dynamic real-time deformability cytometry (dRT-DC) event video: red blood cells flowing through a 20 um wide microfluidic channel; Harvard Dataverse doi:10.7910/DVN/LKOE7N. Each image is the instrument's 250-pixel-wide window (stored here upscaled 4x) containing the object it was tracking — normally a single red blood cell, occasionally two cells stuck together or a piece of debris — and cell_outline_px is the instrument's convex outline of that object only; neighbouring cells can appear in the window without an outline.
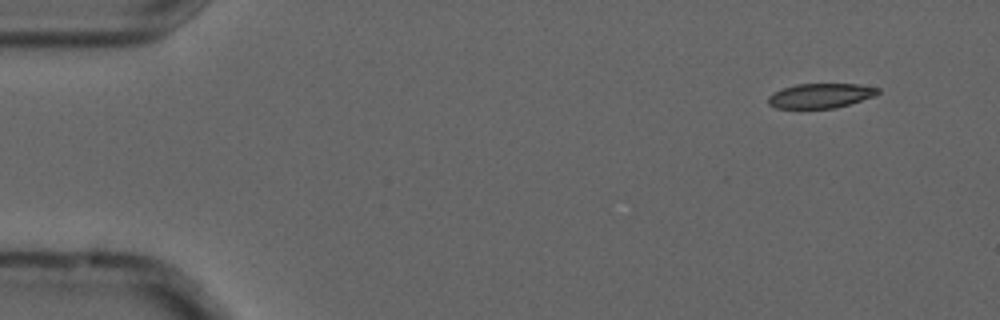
{"species": "common noctule bat (a hibernating species)", "species_latin": "Nyctalus noctula", "temperature_condition": "cold", "stored_images_in_passage": 6, "camera_frame_rate_fps": 3000, "um_per_image_px": 0.085, "animal": {"sex": "male", "forearm_length_mm": 52.5}, "frame": {"image": 1, "passage_image": 1, "time_ms": 0.0, "image_size_px": [1000, 320], "cell_outline_px": [[880, 92], [876, 96], [836, 108], [776, 108], [768, 104], [768, 96], [772, 92], [796, 84], [856, 84], [880, 88]], "centroid_in_image_um": [69.75, 8.13], "position_along_channel_um": 15.2, "area_um2": 15.84}}
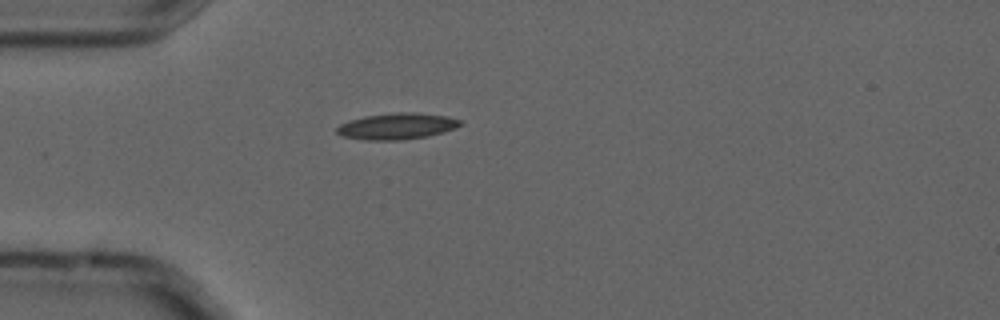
{"frame": {"image": 2, "passage_image": 4, "time_ms": 1.0, "image_size_px": [1000, 320], "cell_outline_px": [[464, 124], [456, 128], [444, 132], [428, 136], [400, 140], [364, 140], [340, 136], [336, 132], [336, 128], [340, 124], [348, 120], [364, 116], [396, 112], [416, 112], [448, 116], [464, 120]], "centroid_in_image_um": [33.77, 10.72], "position_along_channel_um": 51.2, "area_um2": 19.31}}